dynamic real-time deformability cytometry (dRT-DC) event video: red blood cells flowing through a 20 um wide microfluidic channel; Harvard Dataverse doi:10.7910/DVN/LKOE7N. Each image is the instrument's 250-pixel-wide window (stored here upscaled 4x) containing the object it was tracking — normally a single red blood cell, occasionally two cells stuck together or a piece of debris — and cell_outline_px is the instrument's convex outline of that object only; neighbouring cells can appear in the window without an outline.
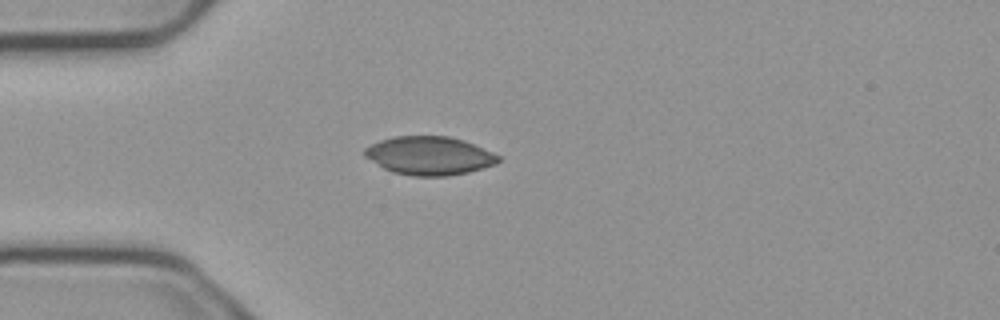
{"species": "common noctule bat (a hibernating species)", "species_latin": "Nyctalus noctula", "temperature_condition": "cold", "stored_images_in_passage": 6, "camera_frame_rate_fps": 3000, "um_per_image_px": 0.085, "animal": {"sex": "male", "body_mass_g": 23.1, "forearm_length_mm": 52.7}, "frame": {"image": 1, "passage_image": 5, "time_ms": 1.333, "image_size_px": [1000, 320], "cell_outline_px": [[500, 160], [496, 164], [468, 172], [448, 176], [412, 176], [392, 172], [384, 168], [364, 156], [364, 148], [380, 140], [396, 136], [448, 136], [464, 140], [492, 152], [500, 156]], "centroid_in_image_um": [36.5, 13.23], "position_along_channel_um": 48.5, "area_um2": 29.88}}